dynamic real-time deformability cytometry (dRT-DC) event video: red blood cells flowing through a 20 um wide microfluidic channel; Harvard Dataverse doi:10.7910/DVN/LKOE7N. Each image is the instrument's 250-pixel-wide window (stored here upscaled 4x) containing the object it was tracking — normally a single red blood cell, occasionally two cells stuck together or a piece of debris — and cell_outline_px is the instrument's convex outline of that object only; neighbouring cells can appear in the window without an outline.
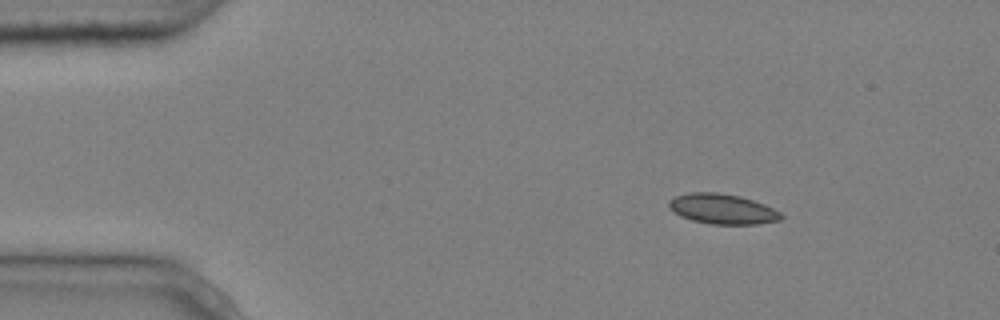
{"species": "common noctule bat (a hibernating species)", "species_latin": "Nyctalus noctula", "temperature_condition": "cold", "stored_images_in_passage": 3, "camera_frame_rate_fps": 3000, "um_per_image_px": 0.085, "animal": {"sex": "male", "body_mass_g": 20.4}, "frame": {"image": 1, "passage_image": 1, "time_ms": 0.0, "image_size_px": [1000, 320], "cell_outline_px": [[784, 216], [780, 220], [756, 224], [712, 224], [692, 220], [680, 216], [672, 212], [668, 204], [668, 200], [676, 196], [688, 192], [716, 192], [740, 196], [764, 204], [780, 212]], "centroid_in_image_um": [61.38, 17.76], "position_along_channel_um": 23.6, "area_um2": 19.71}}
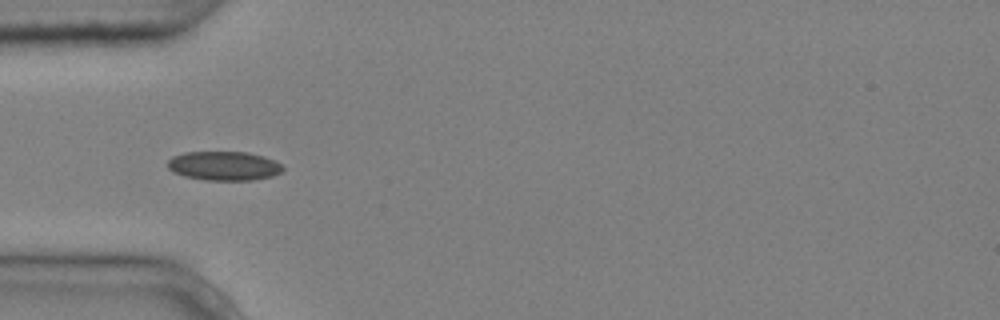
{"frame": {"image": 2, "passage_image": 3, "time_ms": 0.667, "image_size_px": [1000, 320], "cell_outline_px": [[284, 172], [272, 176], [252, 180], [204, 180], [184, 176], [172, 172], [168, 168], [168, 160], [172, 156], [184, 152], [248, 152], [264, 156], [276, 160], [284, 168]], "centroid_in_image_um": [19.05, 14.1], "position_along_channel_um": 65.9, "area_um2": 19.77}}